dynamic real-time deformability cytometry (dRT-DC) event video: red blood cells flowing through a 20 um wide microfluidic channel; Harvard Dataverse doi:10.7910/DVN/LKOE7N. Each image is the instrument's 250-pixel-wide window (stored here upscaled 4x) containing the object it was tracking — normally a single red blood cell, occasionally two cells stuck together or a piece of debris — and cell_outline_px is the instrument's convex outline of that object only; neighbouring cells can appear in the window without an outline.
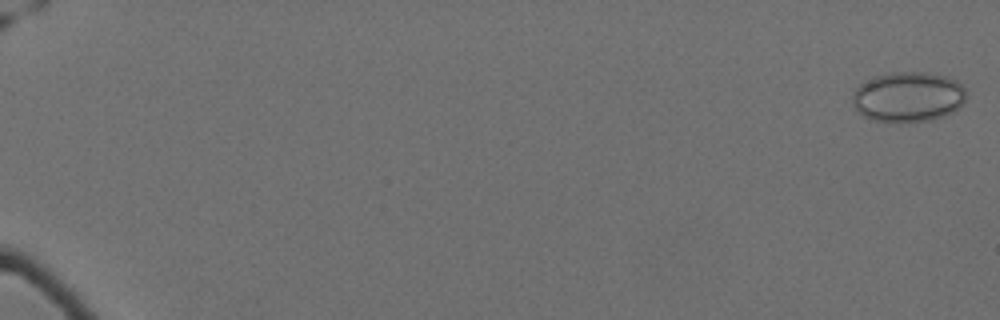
{"species": "Egyptian fruit bat (a non-hibernating species)", "species_latin": "Rousettus aegyptiacus", "temperature_condition": "cold", "stored_images_in_passage": 15, "camera_frame_rate_fps": 3000, "um_per_image_px": 0.085, "animal": {"sex": "female"}, "frame": {"image": 1, "passage_image": 1, "time_ms": 0.0, "image_size_px": [1000, 320], "cell_outline_px": [[968, 96], [952, 112], [944, 116], [932, 120], [900, 124], [872, 120], [864, 116], [852, 104], [852, 96], [856, 88], [860, 84], [872, 76], [892, 72], [924, 72], [944, 76], [956, 80], [968, 92]], "centroid_in_image_um": [77.18, 8.25], "position_along_channel_um": 7.8, "area_um2": 33.76}}